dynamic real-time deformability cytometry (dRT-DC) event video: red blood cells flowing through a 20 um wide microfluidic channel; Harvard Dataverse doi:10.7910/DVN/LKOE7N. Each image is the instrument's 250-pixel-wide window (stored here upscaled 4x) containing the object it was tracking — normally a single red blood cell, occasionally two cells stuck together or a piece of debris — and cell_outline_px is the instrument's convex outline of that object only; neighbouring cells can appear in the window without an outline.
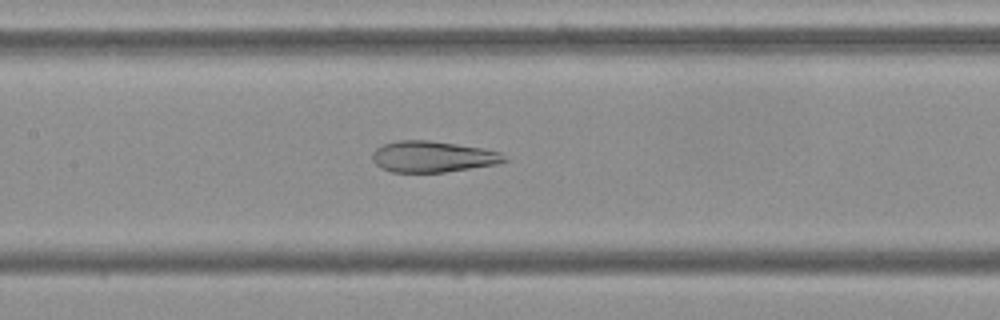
{"species": "Egyptian fruit bat (a non-hibernating species)", "species_latin": "Rousettus aegyptiacus", "temperature_condition": "cold", "stored_images_in_passage": 50, "camera_frame_rate_fps": 3000, "um_per_image_px": 0.085, "frame": {"image": 1, "passage_image": 22, "time_ms": 7.0, "image_size_px": [1000, 320], "cell_outline_px": [[508, 160], [496, 164], [444, 172], [392, 172], [380, 168], [372, 160], [372, 152], [376, 148], [384, 144], [396, 140], [428, 140], [484, 148], [500, 152]], "centroid_in_image_um": [36.74, 13.31], "position_along_channel_um": 170.7, "area_um2": 23.93}}
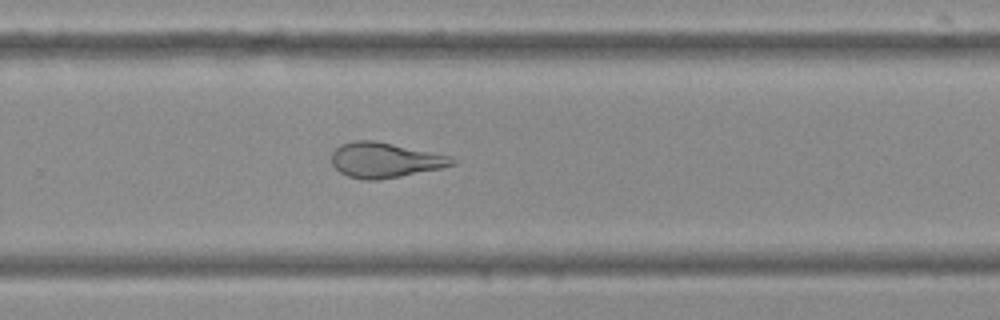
{"frame": {"image": 2, "passage_image": 32, "time_ms": 10.333, "image_size_px": [1000, 320], "cell_outline_px": [[456, 164], [440, 168], [400, 176], [376, 180], [364, 180], [348, 176], [340, 172], [332, 164], [332, 152], [340, 144], [356, 140], [372, 140], [452, 156]], "centroid_in_image_um": [32.69, 13.61], "position_along_channel_um": 297.1, "area_um2": 24.39}}
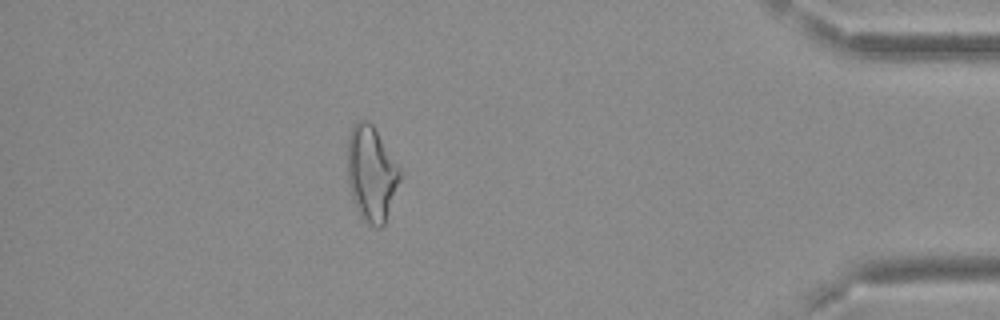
{"frame": {"image": 3, "passage_image": 44, "time_ms": 14.333, "image_size_px": [1000, 320], "cell_outline_px": [[404, 172], [384, 224], [380, 228], [376, 228], [368, 224], [360, 216], [352, 200], [348, 180], [348, 136], [356, 120], [368, 120], [372, 124]], "centroid_in_image_um": [31.59, 14.76], "position_along_channel_um": 403.6, "area_um2": 29.48}, "authors_computed_cell_mechanics": {"area_um2": 27.8307, "velocity_mm_per_s": 3.8009, "shape_relaxation_time_tau1_ms": null, "shape_relaxation_time_tau2_ms": 1.8298, "deformation_change_tau1": null, "deformation_change_tau2": 0.079}}